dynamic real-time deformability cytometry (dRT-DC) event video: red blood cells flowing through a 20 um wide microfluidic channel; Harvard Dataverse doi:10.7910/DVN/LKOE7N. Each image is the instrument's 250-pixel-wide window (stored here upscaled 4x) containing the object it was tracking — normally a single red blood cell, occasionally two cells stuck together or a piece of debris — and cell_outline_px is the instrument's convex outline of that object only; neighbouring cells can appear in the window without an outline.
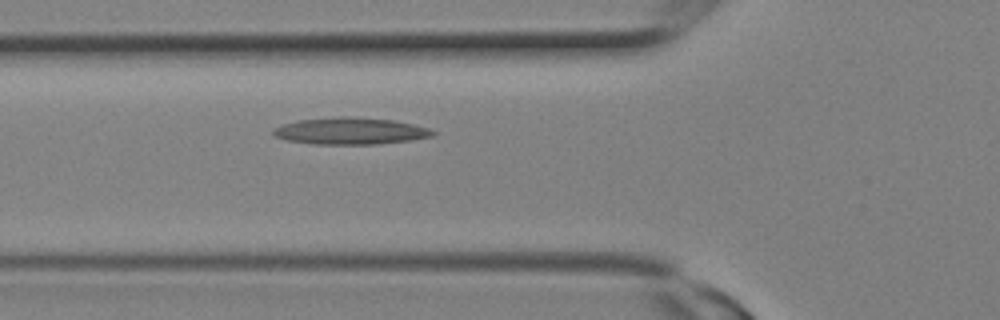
{"species": "Egyptian fruit bat (a non-hibernating species)", "species_latin": "Rousettus aegyptiacus", "temperature_condition": "room temperature", "stored_images_in_passage": 8, "camera_frame_rate_fps": 3000, "um_per_image_px": 0.085, "animal": {"sex": "female"}, "frame": {"image": 1, "passage_image": 8, "time_ms": 2.333, "image_size_px": [1000, 320], "cell_outline_px": [[436, 132], [432, 136], [408, 140], [376, 144], [312, 144], [288, 140], [276, 136], [272, 132], [272, 128], [296, 120], [340, 116], [348, 116], [392, 120], [412, 124], [428, 128]], "centroid_in_image_um": [29.74, 11.13], "position_along_channel_um": 96.1, "area_um2": 24.74}}